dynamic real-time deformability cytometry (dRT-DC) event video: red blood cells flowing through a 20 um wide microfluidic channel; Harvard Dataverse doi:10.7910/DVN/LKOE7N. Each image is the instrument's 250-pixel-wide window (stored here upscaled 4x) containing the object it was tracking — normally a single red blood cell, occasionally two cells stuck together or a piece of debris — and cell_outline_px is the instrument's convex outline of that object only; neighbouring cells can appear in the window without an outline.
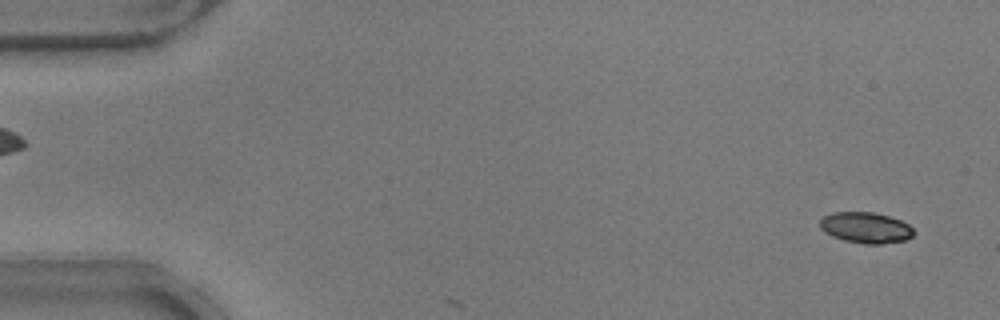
{"species": "common noctule bat (a hibernating species)", "species_latin": "Nyctalus noctula", "temperature_condition": "warm", "stored_images_in_passage": 5, "camera_frame_rate_fps": 3000, "um_per_image_px": 0.085, "animal": {"sex": "male", "body_mass_g": 17.9}, "frame": {"image": 1, "passage_image": 2, "time_ms": 0.333, "image_size_px": [1000, 320], "cell_outline_px": [[912, 236], [908, 240], [880, 244], [864, 244], [844, 240], [832, 236], [824, 232], [820, 228], [820, 220], [824, 216], [832, 212], [872, 212], [888, 216], [900, 220], [908, 224], [912, 228]], "centroid_in_image_um": [73.57, 19.35], "position_along_channel_um": 11.4, "area_um2": 16.88}}